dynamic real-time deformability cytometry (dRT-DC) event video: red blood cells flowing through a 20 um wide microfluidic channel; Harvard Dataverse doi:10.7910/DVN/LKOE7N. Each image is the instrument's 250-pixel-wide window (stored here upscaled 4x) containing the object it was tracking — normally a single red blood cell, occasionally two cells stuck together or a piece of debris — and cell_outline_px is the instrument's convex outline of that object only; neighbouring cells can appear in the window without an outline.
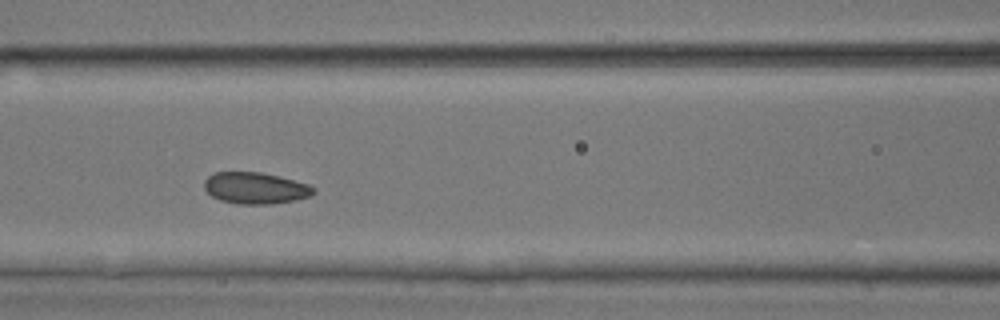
{"species": "common noctule bat (a hibernating species)", "species_latin": "Nyctalus noctula", "temperature_condition": "room temperature", "stored_images_in_passage": 15, "camera_frame_rate_fps": 3000, "um_per_image_px": 0.085, "animal": {"sex": "male", "body_mass_g": 17.9, "forearm_length_mm": 54.2}, "frame": {"image": 1, "passage_image": 9, "time_ms": 2.667, "image_size_px": [1000, 320], "cell_outline_px": [[316, 192], [308, 196], [296, 200], [272, 204], [236, 204], [220, 200], [212, 196], [204, 188], [204, 180], [208, 176], [216, 172], [260, 172], [280, 176], [308, 184], [316, 188]], "centroid_in_image_um": [21.71, 15.99], "position_along_channel_um": 144.9, "area_um2": 20.17}}